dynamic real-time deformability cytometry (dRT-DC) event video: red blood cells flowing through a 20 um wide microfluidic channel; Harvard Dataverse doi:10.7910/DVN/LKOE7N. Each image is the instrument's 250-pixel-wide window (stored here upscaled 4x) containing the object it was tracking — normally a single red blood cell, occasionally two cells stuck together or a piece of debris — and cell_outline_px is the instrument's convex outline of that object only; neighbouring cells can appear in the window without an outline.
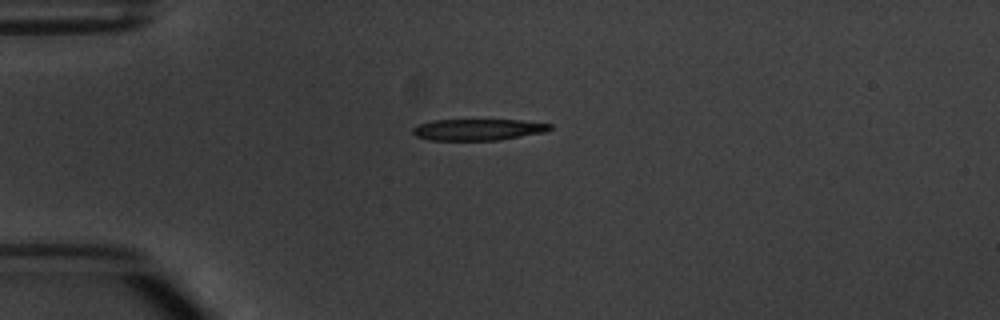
{"species": "common noctule bat (a hibernating species)", "species_latin": "Nyctalus noctula", "temperature_condition": "warm", "stored_images_in_passage": 3, "camera_frame_rate_fps": 3000, "um_per_image_px": 0.085, "animal": {"sex": "male", "body_mass_g": 20.1, "forearm_length_mm": 53.5}, "frame": {"image": 1, "passage_image": 1, "time_ms": 0.0, "image_size_px": [1000, 320], "cell_outline_px": [[552, 128], [544, 132], [500, 140], [428, 140], [416, 136], [412, 132], [412, 128], [420, 124], [432, 120], [520, 120], [552, 124]], "centroid_in_image_um": [40.62, 11.02], "position_along_channel_um": 44.4, "area_um2": 17.05}}